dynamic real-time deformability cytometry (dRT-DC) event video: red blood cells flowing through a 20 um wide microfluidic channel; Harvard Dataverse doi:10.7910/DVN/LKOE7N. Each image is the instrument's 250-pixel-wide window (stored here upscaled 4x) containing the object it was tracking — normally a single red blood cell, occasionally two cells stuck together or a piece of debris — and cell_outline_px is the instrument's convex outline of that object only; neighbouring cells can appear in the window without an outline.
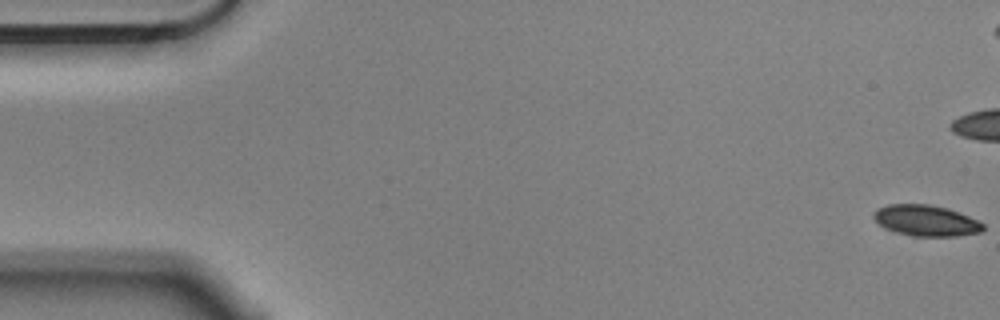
{"species": "Egyptian fruit bat (a non-hibernating species)", "species_latin": "Rousettus aegyptiacus", "temperature_condition": "cold", "stored_images_in_passage": 17, "camera_frame_rate_fps": 3000, "um_per_image_px": 0.085, "animal": {"sex": "male"}, "frame": {"image": 1, "passage_image": 1, "time_ms": 0.0, "image_size_px": [1000, 320], "cell_outline_px": [[984, 228], [980, 232], [956, 236], [912, 236], [896, 232], [880, 224], [872, 216], [880, 208], [888, 204], [928, 204], [948, 208], [968, 216], [984, 224]], "centroid_in_image_um": [78.74, 18.75], "position_along_channel_um": 6.3, "area_um2": 19.42}}